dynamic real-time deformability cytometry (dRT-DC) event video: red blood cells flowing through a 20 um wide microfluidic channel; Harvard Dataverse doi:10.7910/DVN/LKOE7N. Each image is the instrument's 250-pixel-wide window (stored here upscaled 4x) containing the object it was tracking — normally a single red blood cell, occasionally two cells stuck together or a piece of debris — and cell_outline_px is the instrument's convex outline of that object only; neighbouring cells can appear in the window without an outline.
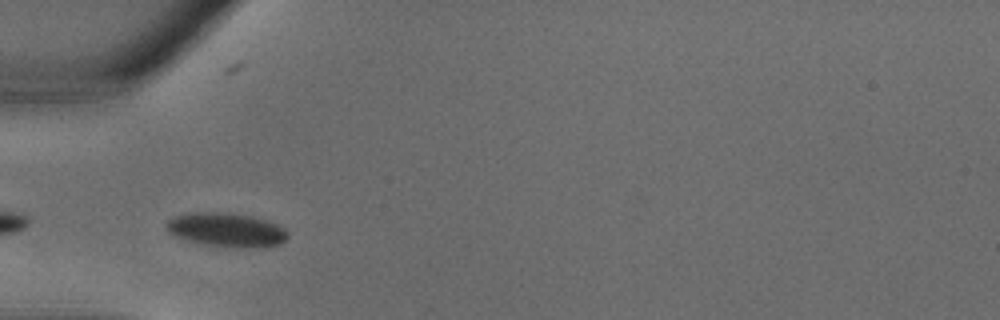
{"species": "common noctule bat (a hibernating species)", "species_latin": "Nyctalus noctula", "temperature_condition": "warm", "stored_images_in_passage": 15, "camera_frame_rate_fps": 3000, "um_per_image_px": 0.085, "animal": {"sex": "male", "body_mass_g": 18.8}, "frame": {"image": 1, "passage_image": 1, "time_ms": 0.0, "image_size_px": [1000, 320], "cell_outline_px": [[288, 236], [280, 244], [252, 248], [236, 248], [204, 244], [188, 240], [176, 236], [168, 232], [164, 228], [164, 224], [168, 220], [176, 216], [192, 212], [228, 212], [252, 216], [276, 224], [284, 228], [288, 232]], "centroid_in_image_um": [19.23, 19.53], "position_along_channel_um": 65.8, "area_um2": 24.1}}
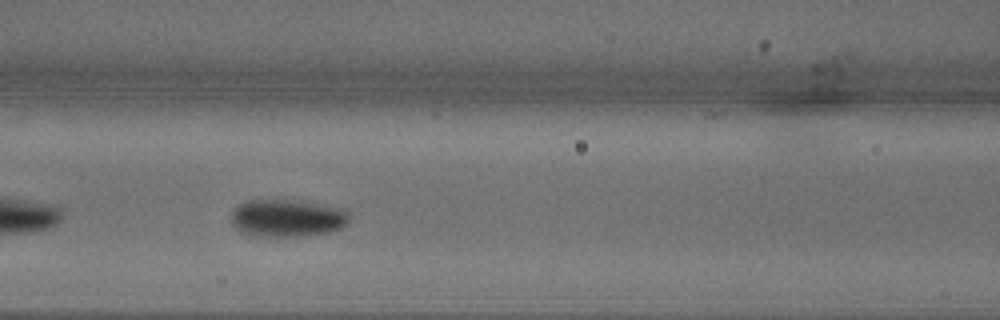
{"frame": {"image": 2, "passage_image": 5, "time_ms": 1.333, "image_size_px": [1000, 320], "cell_outline_px": [[348, 220], [340, 228], [328, 232], [304, 236], [256, 236], [240, 232], [232, 224], [232, 212], [240, 204], [248, 200], [284, 200], [316, 204], [340, 208], [348, 212]], "centroid_in_image_um": [24.37, 18.55], "position_along_channel_um": 142.2, "area_um2": 25.26}}
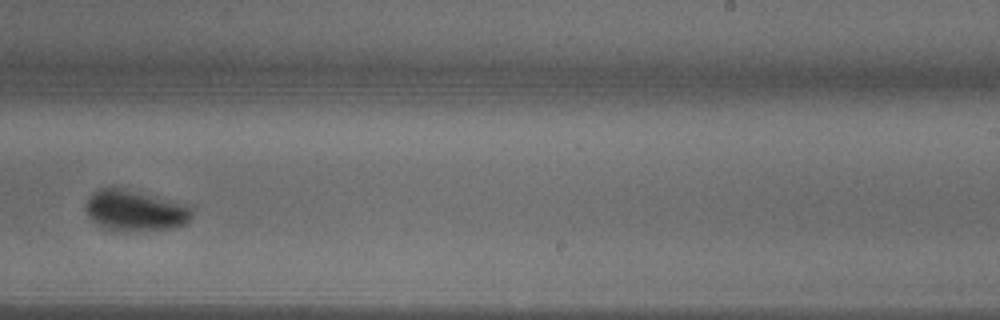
{"frame": {"image": 3, "passage_image": 12, "time_ms": 3.667, "image_size_px": [1000, 320], "cell_outline_px": [[192, 216], [188, 224], [176, 228], [124, 232], [112, 232], [100, 228], [88, 216], [84, 208], [84, 204], [88, 196], [92, 192], [100, 188], [116, 188], [188, 204], [192, 208]], "centroid_in_image_um": [11.45, 17.95], "position_along_channel_um": 277.6, "area_um2": 25.78}}